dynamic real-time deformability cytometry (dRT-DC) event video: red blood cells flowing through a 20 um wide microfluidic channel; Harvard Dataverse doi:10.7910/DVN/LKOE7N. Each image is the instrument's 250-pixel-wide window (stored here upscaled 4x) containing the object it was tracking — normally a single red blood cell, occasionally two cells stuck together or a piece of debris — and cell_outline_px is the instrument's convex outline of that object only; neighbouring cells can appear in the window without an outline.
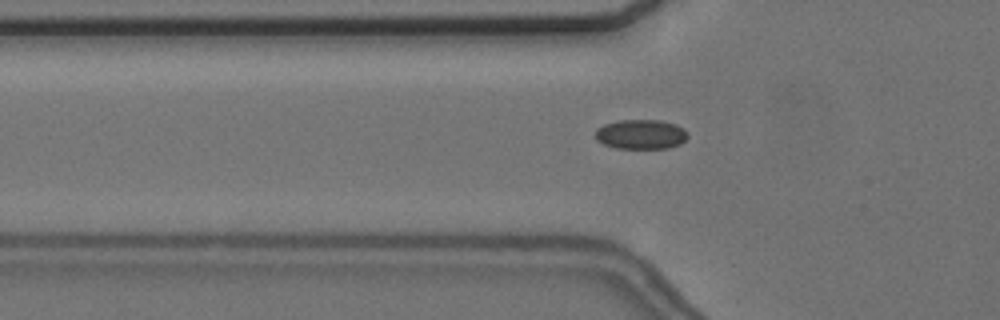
{"species": "common noctule bat (a hibernating species)", "species_latin": "Nyctalus noctula", "temperature_condition": "cold", "stored_images_in_passage": 13, "camera_frame_rate_fps": 3000, "um_per_image_px": 0.085, "animal": {"sex": "female", "body_mass_g": 24.6, "forearm_length_mm": 56.2}, "frame": {"image": 1, "passage_image": 3, "time_ms": 0.667, "image_size_px": [1000, 320], "cell_outline_px": [[688, 136], [680, 144], [668, 148], [616, 148], [604, 144], [596, 140], [596, 128], [604, 124], [620, 120], [660, 120], [676, 124], [684, 128], [688, 132]], "centroid_in_image_um": [54.49, 11.41], "position_along_channel_um": 71.3, "area_um2": 16.01}}
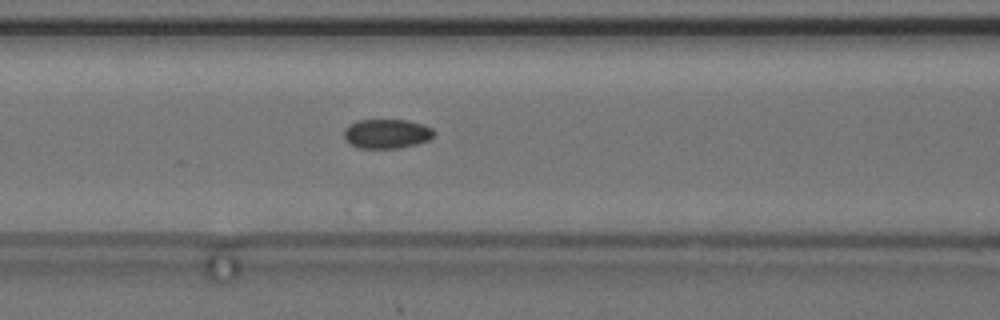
{"frame": {"image": 2, "passage_image": 8, "time_ms": 2.333, "image_size_px": [1000, 320], "cell_outline_px": [[436, 132], [428, 140], [416, 144], [396, 148], [356, 148], [344, 136], [344, 128], [348, 124], [356, 120], [408, 120], [424, 124], [432, 128]], "centroid_in_image_um": [32.87, 11.35], "position_along_channel_um": 133.7, "area_um2": 15.43}}